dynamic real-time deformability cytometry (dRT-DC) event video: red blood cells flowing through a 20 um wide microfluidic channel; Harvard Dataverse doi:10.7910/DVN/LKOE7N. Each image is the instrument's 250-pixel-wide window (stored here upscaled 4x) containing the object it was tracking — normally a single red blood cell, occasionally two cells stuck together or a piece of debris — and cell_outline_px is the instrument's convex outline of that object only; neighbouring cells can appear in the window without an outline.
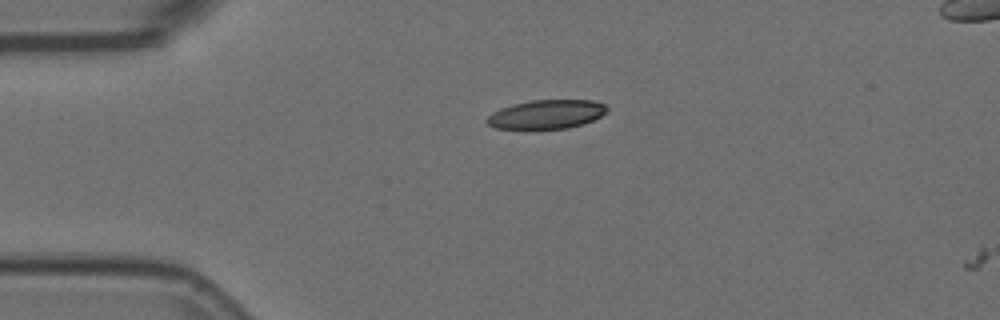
{"species": "Egyptian fruit bat (a non-hibernating species)", "species_latin": "Rousettus aegyptiacus", "temperature_condition": "room temperature", "stored_images_in_passage": 2, "camera_frame_rate_fps": 3000, "um_per_image_px": 0.085, "animal": {"sex": "female"}, "frame": {"image": 1, "passage_image": 1, "time_ms": 0.0, "image_size_px": [1000, 320], "cell_outline_px": [[608, 112], [584, 124], [568, 128], [536, 132], [524, 132], [496, 128], [488, 124], [484, 120], [492, 112], [500, 108], [512, 104], [532, 100], [592, 100], [604, 104], [608, 108]], "centroid_in_image_um": [46.38, 9.78], "position_along_channel_um": 38.6, "area_um2": 21.39}}